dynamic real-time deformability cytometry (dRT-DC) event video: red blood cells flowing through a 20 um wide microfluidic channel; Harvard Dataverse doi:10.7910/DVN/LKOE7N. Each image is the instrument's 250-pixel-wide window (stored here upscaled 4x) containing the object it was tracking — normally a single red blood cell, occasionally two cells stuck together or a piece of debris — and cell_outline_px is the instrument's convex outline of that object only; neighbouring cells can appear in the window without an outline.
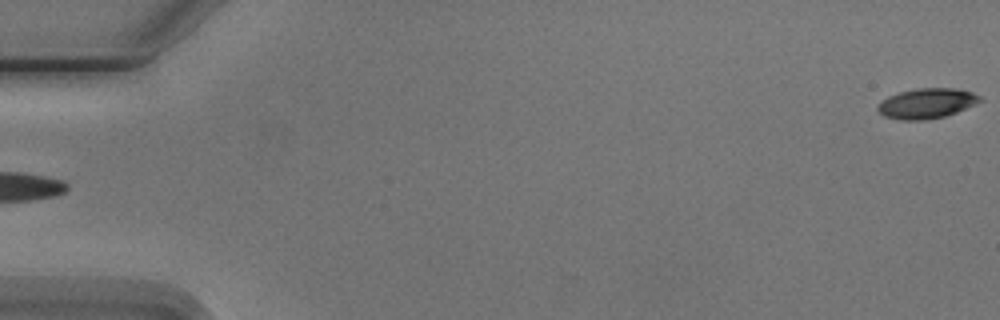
{"species": "Egyptian fruit bat (a non-hibernating species)", "species_latin": "Rousettus aegyptiacus", "temperature_condition": "cold", "stored_images_in_passage": 6, "camera_frame_rate_fps": 3000, "um_per_image_px": 0.085, "animal": {"sex": "male"}, "frame": {"image": 1, "passage_image": 6, "time_ms": 5.667, "image_size_px": [1000, 320], "cell_outline_px": [[984, 100], [956, 112], [944, 116], [924, 120], [900, 120], [884, 116], [876, 108], [888, 96], [900, 92], [916, 88], [956, 88], [972, 92], [980, 96]], "centroid_in_image_um": [78.79, 8.78], "position_along_channel_um": 6.2, "area_um2": 17.8}}